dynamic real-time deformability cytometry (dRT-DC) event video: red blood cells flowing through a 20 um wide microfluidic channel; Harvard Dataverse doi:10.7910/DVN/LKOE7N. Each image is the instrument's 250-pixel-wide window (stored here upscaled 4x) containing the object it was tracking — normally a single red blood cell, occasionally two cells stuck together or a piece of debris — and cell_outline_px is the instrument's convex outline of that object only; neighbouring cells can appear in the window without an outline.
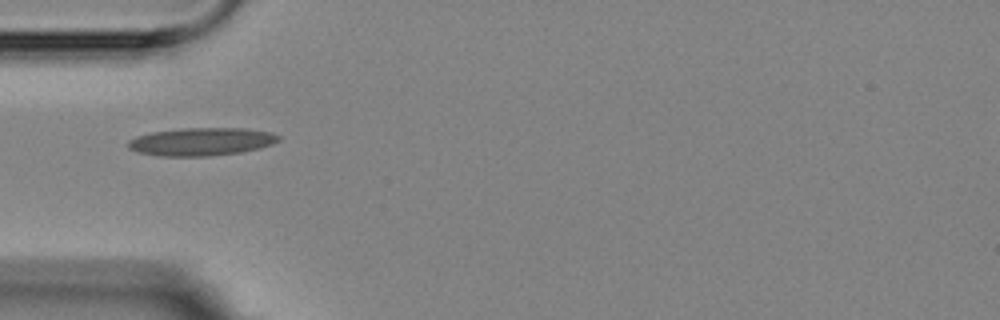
{"species": "Egyptian fruit bat (a non-hibernating species)", "species_latin": "Rousettus aegyptiacus", "temperature_condition": "room temperature", "stored_images_in_passage": 12, "camera_frame_rate_fps": 3000, "um_per_image_px": 0.085, "animal": {"sex": "female"}, "frame": {"image": 1, "passage_image": 1, "time_ms": 0.0, "image_size_px": [1000, 320], "cell_outline_px": [[280, 140], [272, 144], [260, 148], [240, 152], [212, 156], [160, 156], [136, 152], [128, 148], [128, 140], [136, 136], [152, 132], [180, 128], [244, 128], [272, 132], [280, 136]], "centroid_in_image_um": [17.11, 12.04], "position_along_channel_um": 67.9, "area_um2": 24.68}}
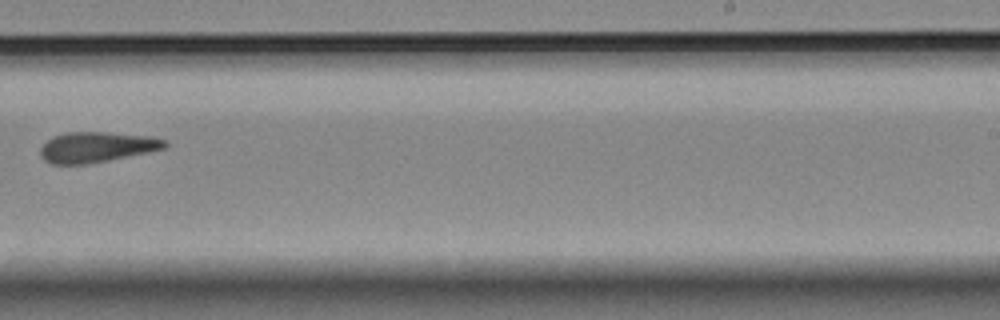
{"frame": {"image": 2, "passage_image": 6, "time_ms": 6.0, "image_size_px": [1000, 320], "cell_outline_px": [[168, 148], [108, 160], [84, 164], [52, 164], [44, 160], [40, 156], [40, 148], [52, 136], [64, 132], [104, 132], [152, 136], [168, 140]], "centroid_in_image_um": [8.24, 12.49], "position_along_channel_um": 280.8, "area_um2": 22.2}}
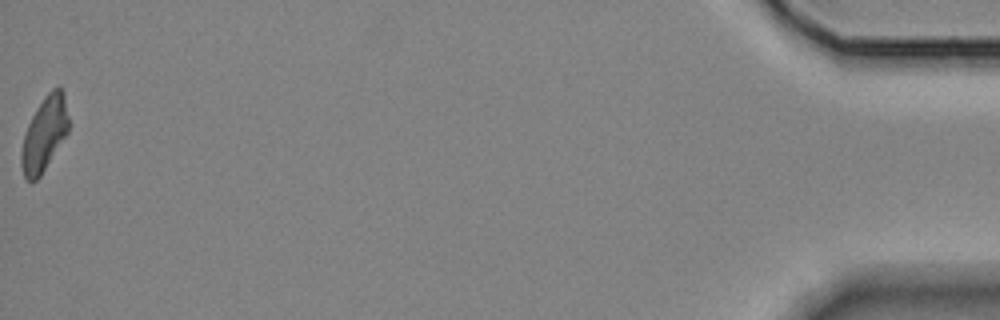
{"frame": {"image": 3, "passage_image": 12, "time_ms": 13.0, "image_size_px": [1000, 320], "cell_outline_px": [[68, 132], [40, 176], [36, 180], [28, 180], [24, 176], [20, 164], [20, 152], [24, 136], [28, 124], [36, 108], [44, 96], [52, 88], [60, 88], [64, 92], [68, 116]], "centroid_in_image_um": [3.76, 11.38], "position_along_channel_um": 431.4, "area_um2": 20.23}}